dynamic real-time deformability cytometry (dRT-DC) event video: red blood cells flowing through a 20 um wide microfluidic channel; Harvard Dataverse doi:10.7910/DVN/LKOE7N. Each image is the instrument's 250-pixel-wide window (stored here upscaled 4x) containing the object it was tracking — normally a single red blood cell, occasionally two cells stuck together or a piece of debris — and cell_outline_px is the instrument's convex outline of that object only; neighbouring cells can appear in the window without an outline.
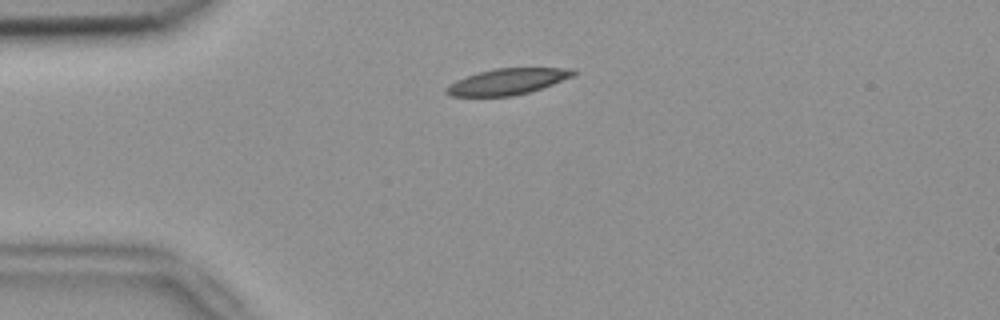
{"species": "common noctule bat (a hibernating species)", "species_latin": "Nyctalus noctula", "temperature_condition": "room temperature", "stored_images_in_passage": 37, "camera_frame_rate_fps": 3000, "um_per_image_px": 0.085, "animal": {"sex": "female", "body_mass_g": 18.4}, "frame": {"image": 1, "passage_image": 3, "time_ms": 0.667, "image_size_px": [1000, 320], "cell_outline_px": [[576, 72], [572, 76], [552, 84], [528, 92], [512, 96], [452, 96], [444, 92], [444, 88], [456, 80], [480, 72], [496, 68], [576, 68]], "centroid_in_image_um": [43.12, 6.93], "position_along_channel_um": 41.9, "area_um2": 19.02}}
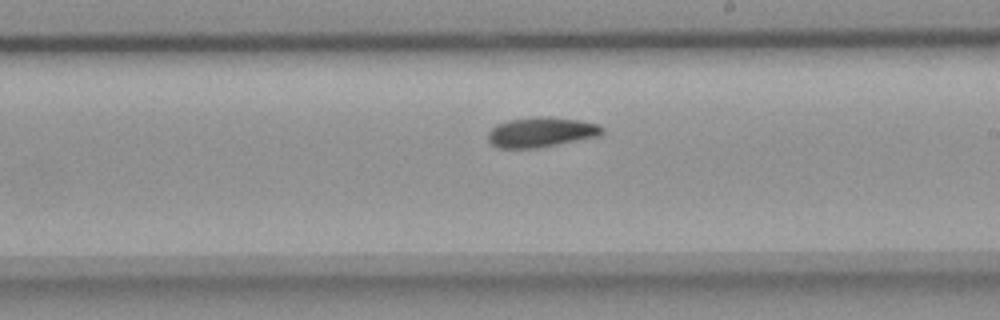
{"frame": {"image": 2, "passage_image": 21, "time_ms": 6.667, "image_size_px": [1000, 320], "cell_outline_px": [[604, 132], [600, 136], [536, 148], [496, 148], [488, 140], [488, 132], [496, 124], [508, 120], [548, 116], [552, 116], [580, 120], [600, 124], [604, 128]], "centroid_in_image_um": [46.03, 11.23], "position_along_channel_um": 243.0, "area_um2": 20.06}}
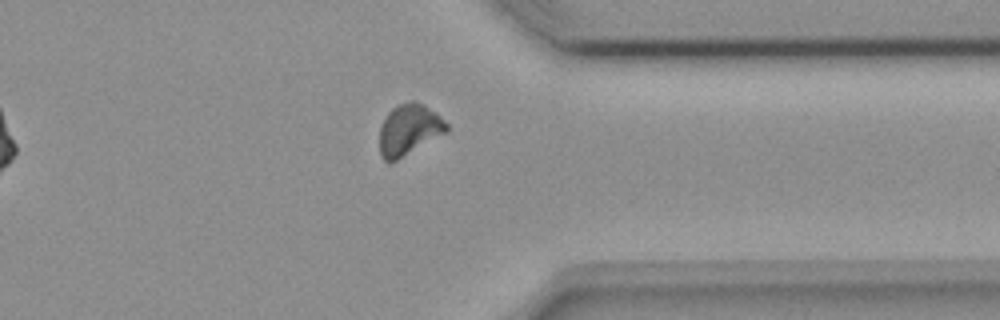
{"frame": {"image": 3, "passage_image": 32, "time_ms": 10.333, "image_size_px": [1000, 320], "cell_outline_px": [[448, 132], [396, 160], [388, 164], [380, 156], [380, 128], [388, 112], [396, 104], [412, 100], [424, 104], [440, 116], [448, 124]], "centroid_in_image_um": [34.76, 11.02], "position_along_channel_um": 376.6, "area_um2": 20.0}, "authors_computed_cell_mechanics": {"area_um2": 19.652, "velocity_mm_per_s": 3.7728, "shape_relaxation_time_tau1_ms": 6.8234, "shape_relaxation_time_tau2_ms": 8.2761, "deformation_change_tau1": 0.164, "deformation_change_tau2": 0.1218}}